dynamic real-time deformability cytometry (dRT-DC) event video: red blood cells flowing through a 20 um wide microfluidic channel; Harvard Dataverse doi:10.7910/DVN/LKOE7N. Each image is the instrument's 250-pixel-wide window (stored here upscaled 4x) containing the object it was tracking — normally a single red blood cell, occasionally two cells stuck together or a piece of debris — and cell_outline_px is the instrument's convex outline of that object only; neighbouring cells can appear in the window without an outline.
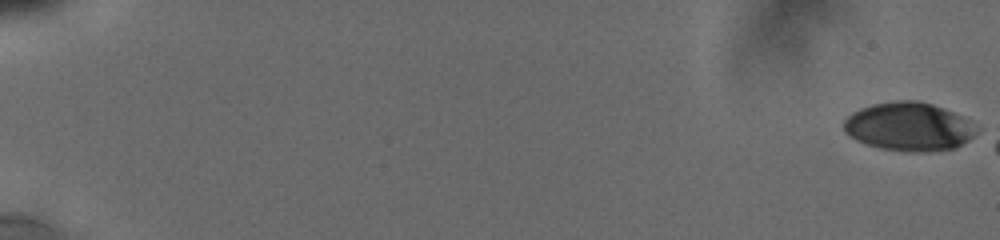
{"species": "human", "species_latin": "Homo sapiens", "temperature_condition": "cold", "stored_images_in_passage": 8, "camera_frame_rate_fps": 3000, "um_per_image_px": 0.085, "donor": {"sex": "male"}, "frame": {"image": 1, "passage_image": 1, "time_ms": 0.0, "image_size_px": [1000, 240], "cell_outline_px": [[980, 132], [956, 148], [928, 152], [908, 152], [880, 148], [856, 140], [844, 128], [844, 120], [852, 112], [860, 108], [872, 104], [896, 100], [916, 100], [932, 104], [944, 108], [968, 120], [980, 128]], "centroid_in_image_um": [77.3, 10.77], "position_along_channel_um": 7.7, "area_um2": 37.63}}